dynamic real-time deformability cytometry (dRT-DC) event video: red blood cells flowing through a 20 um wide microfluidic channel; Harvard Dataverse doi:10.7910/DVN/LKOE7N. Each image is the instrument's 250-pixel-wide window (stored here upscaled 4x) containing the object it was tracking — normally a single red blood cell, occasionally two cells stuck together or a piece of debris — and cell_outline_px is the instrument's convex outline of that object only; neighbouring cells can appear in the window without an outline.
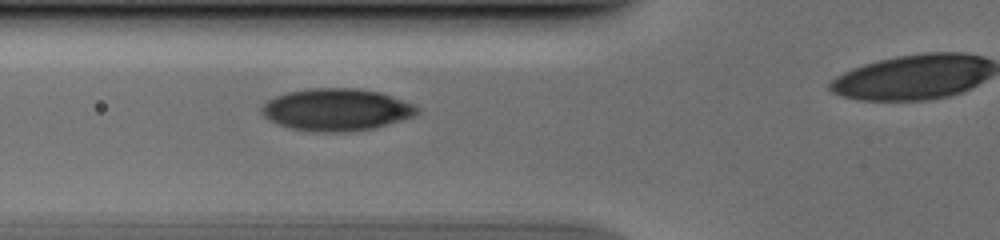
{"species": "human", "species_latin": "Homo sapiens", "temperature_condition": "cold", "stored_images_in_passage": 36, "camera_frame_rate_fps": 3000, "um_per_image_px": 0.085, "donor": {"sex": "male"}, "frame": {"image": 1, "passage_image": 10, "time_ms": 3.0, "image_size_px": [1000, 240], "cell_outline_px": [[420, 112], [412, 116], [388, 124], [372, 128], [348, 132], [312, 132], [292, 128], [276, 124], [268, 120], [260, 112], [260, 108], [268, 100], [276, 96], [288, 92], [312, 88], [356, 88], [380, 92], [416, 104], [420, 108]], "centroid_in_image_um": [28.59, 9.32], "position_along_channel_um": 97.2, "area_um2": 38.38}}
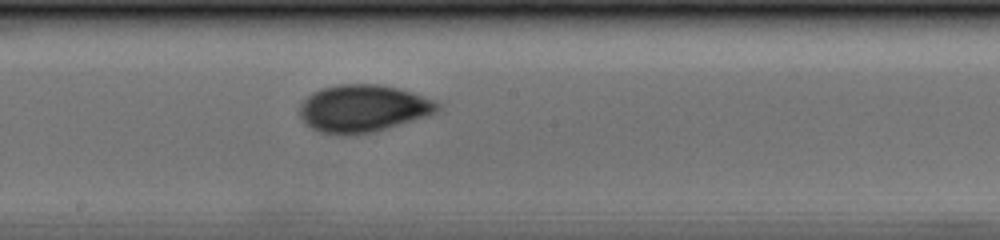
{"frame": {"image": 2, "passage_image": 19, "time_ms": 6.0, "image_size_px": [1000, 240], "cell_outline_px": [[440, 108], [436, 112], [428, 116], [372, 132], [352, 136], [336, 136], [320, 132], [304, 124], [300, 116], [300, 104], [312, 92], [320, 88], [340, 84], [380, 84], [400, 88], [412, 92], [432, 100], [440, 104]], "centroid_in_image_um": [30.82, 9.23], "position_along_channel_um": 217.4, "area_um2": 38.38}}
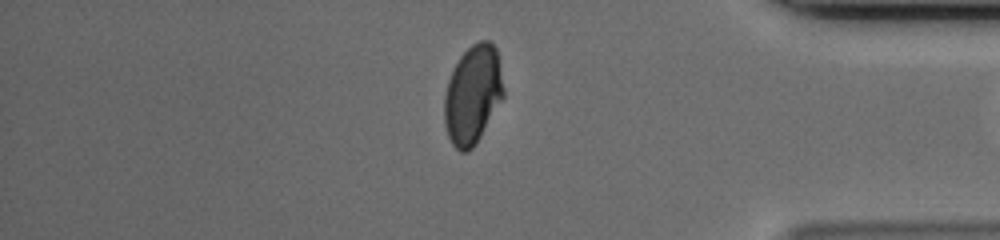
{"frame": {"image": 3, "passage_image": 34, "time_ms": 11.0, "image_size_px": [1000, 240], "cell_outline_px": [[504, 96], [476, 144], [468, 152], [460, 152], [452, 144], [448, 136], [444, 124], [444, 96], [448, 80], [460, 56], [472, 44], [480, 40], [488, 40], [496, 48], [504, 88]], "centroid_in_image_um": [40.18, 8.06], "position_along_channel_um": 395.0, "area_um2": 33.99}}